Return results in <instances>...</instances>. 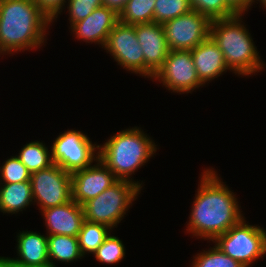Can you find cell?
<instances>
[{
	"instance_id": "6da1fadb",
	"label": "cell",
	"mask_w": 266,
	"mask_h": 267,
	"mask_svg": "<svg viewBox=\"0 0 266 267\" xmlns=\"http://www.w3.org/2000/svg\"><path fill=\"white\" fill-rule=\"evenodd\" d=\"M201 176L186 230L198 238L214 241L245 217L234 193L215 171L206 169Z\"/></svg>"
},
{
	"instance_id": "7a4b0ae2",
	"label": "cell",
	"mask_w": 266,
	"mask_h": 267,
	"mask_svg": "<svg viewBox=\"0 0 266 267\" xmlns=\"http://www.w3.org/2000/svg\"><path fill=\"white\" fill-rule=\"evenodd\" d=\"M51 22L33 0H0V53L38 48Z\"/></svg>"
},
{
	"instance_id": "3957f363",
	"label": "cell",
	"mask_w": 266,
	"mask_h": 267,
	"mask_svg": "<svg viewBox=\"0 0 266 267\" xmlns=\"http://www.w3.org/2000/svg\"><path fill=\"white\" fill-rule=\"evenodd\" d=\"M242 14L212 20L210 37L223 52L230 71L238 75H248L261 71L263 62L254 46L253 39L242 22Z\"/></svg>"
},
{
	"instance_id": "277c9868",
	"label": "cell",
	"mask_w": 266,
	"mask_h": 267,
	"mask_svg": "<svg viewBox=\"0 0 266 267\" xmlns=\"http://www.w3.org/2000/svg\"><path fill=\"white\" fill-rule=\"evenodd\" d=\"M156 152L155 143L141 129L134 127L113 135L104 145H98V159L118 180L132 181L130 175L143 166Z\"/></svg>"
},
{
	"instance_id": "5b68a950",
	"label": "cell",
	"mask_w": 266,
	"mask_h": 267,
	"mask_svg": "<svg viewBox=\"0 0 266 267\" xmlns=\"http://www.w3.org/2000/svg\"><path fill=\"white\" fill-rule=\"evenodd\" d=\"M141 188L134 182L117 180L113 185L85 202L82 207L85 221L101 223L111 229L116 227L140 194Z\"/></svg>"
},
{
	"instance_id": "8992f818",
	"label": "cell",
	"mask_w": 266,
	"mask_h": 267,
	"mask_svg": "<svg viewBox=\"0 0 266 267\" xmlns=\"http://www.w3.org/2000/svg\"><path fill=\"white\" fill-rule=\"evenodd\" d=\"M213 242L244 267H250L266 254V231L260 226L246 224L244 218Z\"/></svg>"
},
{
	"instance_id": "52a82bcc",
	"label": "cell",
	"mask_w": 266,
	"mask_h": 267,
	"mask_svg": "<svg viewBox=\"0 0 266 267\" xmlns=\"http://www.w3.org/2000/svg\"><path fill=\"white\" fill-rule=\"evenodd\" d=\"M98 145L92 144L81 131L69 130L57 136L51 146L52 161L67 172L87 168L99 155Z\"/></svg>"
},
{
	"instance_id": "ba28073f",
	"label": "cell",
	"mask_w": 266,
	"mask_h": 267,
	"mask_svg": "<svg viewBox=\"0 0 266 267\" xmlns=\"http://www.w3.org/2000/svg\"><path fill=\"white\" fill-rule=\"evenodd\" d=\"M33 200L41 210L61 206L72 200L71 173L55 163L31 174Z\"/></svg>"
},
{
	"instance_id": "9c48e42d",
	"label": "cell",
	"mask_w": 266,
	"mask_h": 267,
	"mask_svg": "<svg viewBox=\"0 0 266 267\" xmlns=\"http://www.w3.org/2000/svg\"><path fill=\"white\" fill-rule=\"evenodd\" d=\"M211 20L196 10L163 23L170 50L191 51L210 35Z\"/></svg>"
},
{
	"instance_id": "30bf717a",
	"label": "cell",
	"mask_w": 266,
	"mask_h": 267,
	"mask_svg": "<svg viewBox=\"0 0 266 267\" xmlns=\"http://www.w3.org/2000/svg\"><path fill=\"white\" fill-rule=\"evenodd\" d=\"M153 78L177 93H189L204 85L198 78L191 51L186 50H170Z\"/></svg>"
},
{
	"instance_id": "8fae6325",
	"label": "cell",
	"mask_w": 266,
	"mask_h": 267,
	"mask_svg": "<svg viewBox=\"0 0 266 267\" xmlns=\"http://www.w3.org/2000/svg\"><path fill=\"white\" fill-rule=\"evenodd\" d=\"M104 49L123 68L144 76V54L136 38L135 25L119 21L109 33Z\"/></svg>"
},
{
	"instance_id": "7c38bea8",
	"label": "cell",
	"mask_w": 266,
	"mask_h": 267,
	"mask_svg": "<svg viewBox=\"0 0 266 267\" xmlns=\"http://www.w3.org/2000/svg\"><path fill=\"white\" fill-rule=\"evenodd\" d=\"M96 162L94 166L71 173L72 200L81 206L118 180L102 161Z\"/></svg>"
},
{
	"instance_id": "4fadbf2b",
	"label": "cell",
	"mask_w": 266,
	"mask_h": 267,
	"mask_svg": "<svg viewBox=\"0 0 266 267\" xmlns=\"http://www.w3.org/2000/svg\"><path fill=\"white\" fill-rule=\"evenodd\" d=\"M135 32L144 54V76L153 79L170 51L163 24L156 22L137 24Z\"/></svg>"
},
{
	"instance_id": "5bb4252c",
	"label": "cell",
	"mask_w": 266,
	"mask_h": 267,
	"mask_svg": "<svg viewBox=\"0 0 266 267\" xmlns=\"http://www.w3.org/2000/svg\"><path fill=\"white\" fill-rule=\"evenodd\" d=\"M119 22V14L107 6H100L93 12L76 23L70 28L76 38L83 39L85 42H96L103 47L107 41L109 33Z\"/></svg>"
},
{
	"instance_id": "9a60e30c",
	"label": "cell",
	"mask_w": 266,
	"mask_h": 267,
	"mask_svg": "<svg viewBox=\"0 0 266 267\" xmlns=\"http://www.w3.org/2000/svg\"><path fill=\"white\" fill-rule=\"evenodd\" d=\"M49 235L78 237L85 221L83 207L74 200L56 207L41 210Z\"/></svg>"
},
{
	"instance_id": "2e32d148",
	"label": "cell",
	"mask_w": 266,
	"mask_h": 267,
	"mask_svg": "<svg viewBox=\"0 0 266 267\" xmlns=\"http://www.w3.org/2000/svg\"><path fill=\"white\" fill-rule=\"evenodd\" d=\"M191 55L198 78L203 84L210 80L212 81L226 70H229L225 63L223 52L210 36L192 49Z\"/></svg>"
},
{
	"instance_id": "e0dca14e",
	"label": "cell",
	"mask_w": 266,
	"mask_h": 267,
	"mask_svg": "<svg viewBox=\"0 0 266 267\" xmlns=\"http://www.w3.org/2000/svg\"><path fill=\"white\" fill-rule=\"evenodd\" d=\"M17 243V255L20 257L14 260L27 267H51L47 236L33 231H22L17 235Z\"/></svg>"
},
{
	"instance_id": "ac0fdd59",
	"label": "cell",
	"mask_w": 266,
	"mask_h": 267,
	"mask_svg": "<svg viewBox=\"0 0 266 267\" xmlns=\"http://www.w3.org/2000/svg\"><path fill=\"white\" fill-rule=\"evenodd\" d=\"M31 202H33L31 181L1 185V212L12 214L18 213L25 209Z\"/></svg>"
},
{
	"instance_id": "d6986e66",
	"label": "cell",
	"mask_w": 266,
	"mask_h": 267,
	"mask_svg": "<svg viewBox=\"0 0 266 267\" xmlns=\"http://www.w3.org/2000/svg\"><path fill=\"white\" fill-rule=\"evenodd\" d=\"M47 247L51 267H56L53 260L68 263L83 257L79 248L78 237L47 234Z\"/></svg>"
},
{
	"instance_id": "ffe728a7",
	"label": "cell",
	"mask_w": 266,
	"mask_h": 267,
	"mask_svg": "<svg viewBox=\"0 0 266 267\" xmlns=\"http://www.w3.org/2000/svg\"><path fill=\"white\" fill-rule=\"evenodd\" d=\"M19 160L27 167L30 174L53 165L52 154L44 143L34 141L26 144L19 155Z\"/></svg>"
},
{
	"instance_id": "44dd1931",
	"label": "cell",
	"mask_w": 266,
	"mask_h": 267,
	"mask_svg": "<svg viewBox=\"0 0 266 267\" xmlns=\"http://www.w3.org/2000/svg\"><path fill=\"white\" fill-rule=\"evenodd\" d=\"M156 0H128L119 13V21L127 25L154 22V6Z\"/></svg>"
},
{
	"instance_id": "7402d4cb",
	"label": "cell",
	"mask_w": 266,
	"mask_h": 267,
	"mask_svg": "<svg viewBox=\"0 0 266 267\" xmlns=\"http://www.w3.org/2000/svg\"><path fill=\"white\" fill-rule=\"evenodd\" d=\"M111 228L101 223L84 221L78 234L79 248L84 256L94 253L109 235Z\"/></svg>"
},
{
	"instance_id": "603a6c76",
	"label": "cell",
	"mask_w": 266,
	"mask_h": 267,
	"mask_svg": "<svg viewBox=\"0 0 266 267\" xmlns=\"http://www.w3.org/2000/svg\"><path fill=\"white\" fill-rule=\"evenodd\" d=\"M190 10L189 0H156L154 22L163 24L168 20L188 13Z\"/></svg>"
},
{
	"instance_id": "cb8c5ba5",
	"label": "cell",
	"mask_w": 266,
	"mask_h": 267,
	"mask_svg": "<svg viewBox=\"0 0 266 267\" xmlns=\"http://www.w3.org/2000/svg\"><path fill=\"white\" fill-rule=\"evenodd\" d=\"M189 3L191 9L205 15L211 21L232 17L237 14L226 0H189Z\"/></svg>"
},
{
	"instance_id": "d4e9b609",
	"label": "cell",
	"mask_w": 266,
	"mask_h": 267,
	"mask_svg": "<svg viewBox=\"0 0 266 267\" xmlns=\"http://www.w3.org/2000/svg\"><path fill=\"white\" fill-rule=\"evenodd\" d=\"M192 267H244L238 261L226 255L217 245L194 257Z\"/></svg>"
},
{
	"instance_id": "484cf974",
	"label": "cell",
	"mask_w": 266,
	"mask_h": 267,
	"mask_svg": "<svg viewBox=\"0 0 266 267\" xmlns=\"http://www.w3.org/2000/svg\"><path fill=\"white\" fill-rule=\"evenodd\" d=\"M93 254L101 263L114 264L124 258L125 247L118 237L109 234Z\"/></svg>"
},
{
	"instance_id": "4316f807",
	"label": "cell",
	"mask_w": 266,
	"mask_h": 267,
	"mask_svg": "<svg viewBox=\"0 0 266 267\" xmlns=\"http://www.w3.org/2000/svg\"><path fill=\"white\" fill-rule=\"evenodd\" d=\"M2 167V168H1ZM0 167V178L4 183L10 184L23 181H30L31 174L27 170V167L19 160L17 156H12L4 162V165Z\"/></svg>"
},
{
	"instance_id": "83f0119b",
	"label": "cell",
	"mask_w": 266,
	"mask_h": 267,
	"mask_svg": "<svg viewBox=\"0 0 266 267\" xmlns=\"http://www.w3.org/2000/svg\"><path fill=\"white\" fill-rule=\"evenodd\" d=\"M68 1V11H69V21L71 26L89 16L93 10L103 6V0H67Z\"/></svg>"
},
{
	"instance_id": "f1b7e54d",
	"label": "cell",
	"mask_w": 266,
	"mask_h": 267,
	"mask_svg": "<svg viewBox=\"0 0 266 267\" xmlns=\"http://www.w3.org/2000/svg\"><path fill=\"white\" fill-rule=\"evenodd\" d=\"M38 7L52 20L62 12L66 0H33Z\"/></svg>"
},
{
	"instance_id": "f546056e",
	"label": "cell",
	"mask_w": 266,
	"mask_h": 267,
	"mask_svg": "<svg viewBox=\"0 0 266 267\" xmlns=\"http://www.w3.org/2000/svg\"><path fill=\"white\" fill-rule=\"evenodd\" d=\"M228 5L237 13L243 14L248 11V8L253 5L255 0H226Z\"/></svg>"
},
{
	"instance_id": "4dcf8cb0",
	"label": "cell",
	"mask_w": 266,
	"mask_h": 267,
	"mask_svg": "<svg viewBox=\"0 0 266 267\" xmlns=\"http://www.w3.org/2000/svg\"><path fill=\"white\" fill-rule=\"evenodd\" d=\"M128 0H103V5L115 10L118 14L124 9Z\"/></svg>"
},
{
	"instance_id": "1f68e13d",
	"label": "cell",
	"mask_w": 266,
	"mask_h": 267,
	"mask_svg": "<svg viewBox=\"0 0 266 267\" xmlns=\"http://www.w3.org/2000/svg\"><path fill=\"white\" fill-rule=\"evenodd\" d=\"M0 267H27L14 260V258L0 257Z\"/></svg>"
},
{
	"instance_id": "d6a6232c",
	"label": "cell",
	"mask_w": 266,
	"mask_h": 267,
	"mask_svg": "<svg viewBox=\"0 0 266 267\" xmlns=\"http://www.w3.org/2000/svg\"><path fill=\"white\" fill-rule=\"evenodd\" d=\"M260 3L262 4V6L265 8L266 7V0H260ZM266 9V8H265Z\"/></svg>"
}]
</instances>
